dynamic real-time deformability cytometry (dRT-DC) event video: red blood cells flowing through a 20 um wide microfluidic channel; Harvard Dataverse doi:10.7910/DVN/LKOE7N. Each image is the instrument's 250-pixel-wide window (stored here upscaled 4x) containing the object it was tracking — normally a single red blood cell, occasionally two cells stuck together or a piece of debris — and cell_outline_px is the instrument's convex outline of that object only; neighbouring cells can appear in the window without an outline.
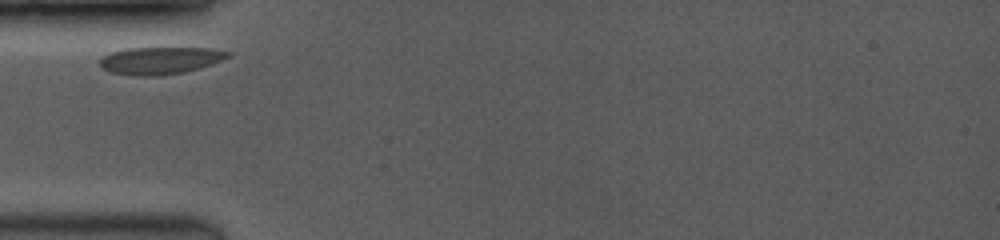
{"species": "common noctule bat (a hibernating species)", "species_latin": "Nyctalus noctula", "temperature_condition": "room temperature", "stored_images_in_passage": 44, "camera_frame_rate_fps": 3500, "um_per_image_px": 0.085, "animal": {"sex": "female", "body_mass_g": 19.0, "forearm_length_mm": 53.3}, "frame": {"image": 1, "passage_image": 1, "time_ms": 0.0, "image_size_px": [1000, 240], "cell_outline_px": [[232, 56], [212, 64], [200, 68], [184, 72], [160, 76], [136, 76], [108, 72], [100, 68], [100, 60], [104, 56], [112, 52], [124, 48], [212, 48], [232, 52]], "centroid_in_image_um": [13.63, 5.15], "position_along_channel_um": 71.4, "area_um2": 20.63}}
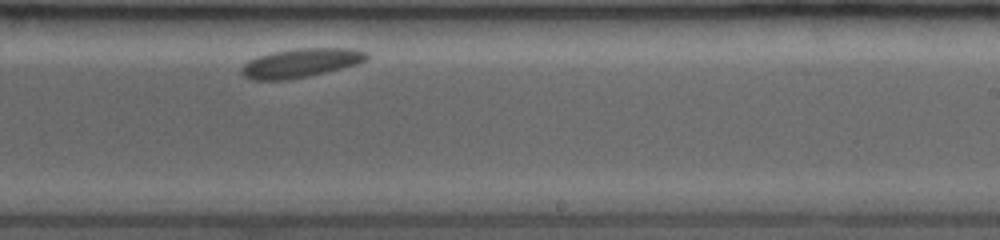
{"frame": {"image": 2, "passage_image": 24, "time_ms": 5.429, "image_size_px": [1000, 240], "cell_outline_px": [[368, 60], [356, 64], [308, 76], [288, 80], [252, 80], [244, 76], [240, 72], [240, 68], [248, 60], [272, 52], [296, 48], [352, 48], [368, 52]], "centroid_in_image_um": [25.55, 5.35], "position_along_channel_um": 263.5, "area_um2": 21.1}}
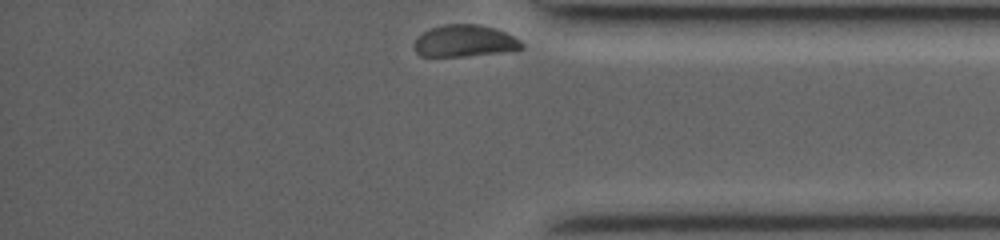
{"frame": {"image": 3, "passage_image": 43, "time_ms": 9.143, "image_size_px": [1000, 240], "cell_outline_px": [[524, 48], [496, 52], [464, 56], [420, 56], [416, 52], [416, 40], [424, 32], [432, 28], [444, 24], [476, 24], [496, 28], [520, 40], [524, 44]], "centroid_in_image_um": [39.51, 3.47], "position_along_channel_um": 395.7, "area_um2": 19.48}}